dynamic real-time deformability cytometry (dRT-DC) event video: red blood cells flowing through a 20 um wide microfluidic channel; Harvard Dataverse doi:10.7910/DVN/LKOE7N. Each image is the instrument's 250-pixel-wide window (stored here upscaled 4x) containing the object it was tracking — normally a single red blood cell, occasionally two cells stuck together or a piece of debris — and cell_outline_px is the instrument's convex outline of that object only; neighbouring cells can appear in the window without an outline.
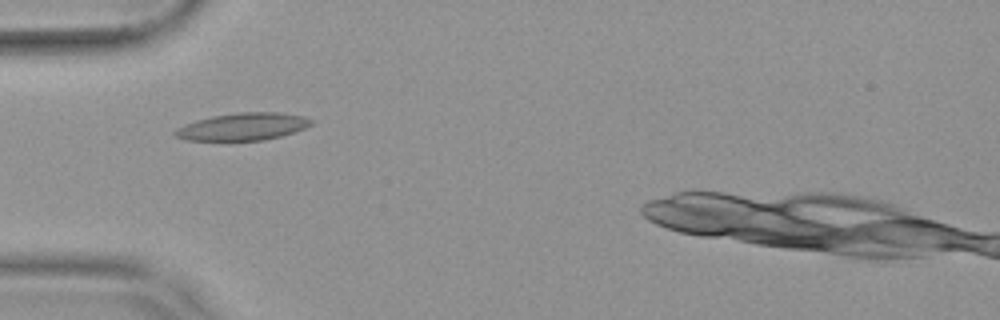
{"species": "common noctule bat (a hibernating species)", "species_latin": "Nyctalus noctula", "temperature_condition": "warm", "stored_images_in_passage": 32, "camera_frame_rate_fps": 3000, "um_per_image_px": 0.085, "animal": {"sex": "female", "body_mass_g": 19.9}, "frame": {"image": 1, "passage_image": 2, "time_ms": 0.333, "image_size_px": [1000, 320], "cell_outline_px": [[312, 124], [304, 128], [280, 136], [264, 140], [188, 140], [176, 136], [172, 132], [176, 128], [184, 124], [196, 120], [212, 116], [240, 112], [280, 112], [304, 116], [312, 120]], "centroid_in_image_um": [20.63, 10.75], "position_along_channel_um": 64.4, "area_um2": 21.56}}
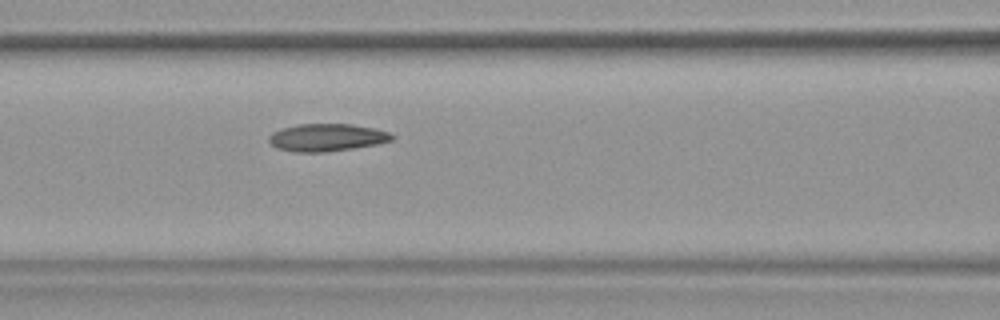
{"frame": {"image": 2, "passage_image": 8, "time_ms": 2.333, "image_size_px": [1000, 320], "cell_outline_px": [[396, 136], [392, 140], [376, 144], [352, 148], [324, 152], [292, 152], [276, 148], [268, 140], [268, 136], [272, 132], [280, 128], [300, 124], [352, 124], [376, 128], [388, 132]], "centroid_in_image_um": [27.76, 11.68], "position_along_channel_um": 138.8, "area_um2": 19.83}}
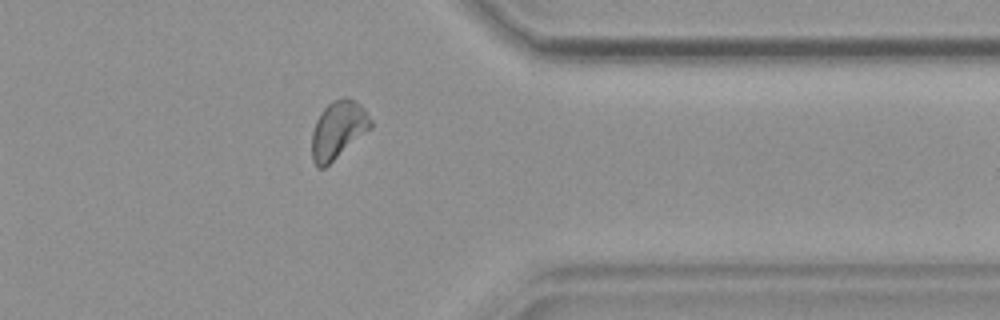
{"frame": {"image": 3, "passage_image": 28, "time_ms": 9.0, "image_size_px": [1000, 320], "cell_outline_px": [[372, 128], [324, 168], [316, 168], [312, 160], [312, 132], [316, 120], [320, 112], [332, 100], [344, 96], [348, 96], [356, 100], [364, 108], [372, 120]], "centroid_in_image_um": [28.74, 11.01], "position_along_channel_um": 382.7, "area_um2": 20.06}, "authors_computed_cell_mechanics": {"area_um2": 19.7387, "velocity_mm_per_s": 3.7942, "shape_relaxation_time_tau1_ms": 6.4554, "shape_relaxation_time_tau2_ms": 2.998, "deformation_change_tau1": 0.1631, "deformation_change_tau2": 0.0919}}